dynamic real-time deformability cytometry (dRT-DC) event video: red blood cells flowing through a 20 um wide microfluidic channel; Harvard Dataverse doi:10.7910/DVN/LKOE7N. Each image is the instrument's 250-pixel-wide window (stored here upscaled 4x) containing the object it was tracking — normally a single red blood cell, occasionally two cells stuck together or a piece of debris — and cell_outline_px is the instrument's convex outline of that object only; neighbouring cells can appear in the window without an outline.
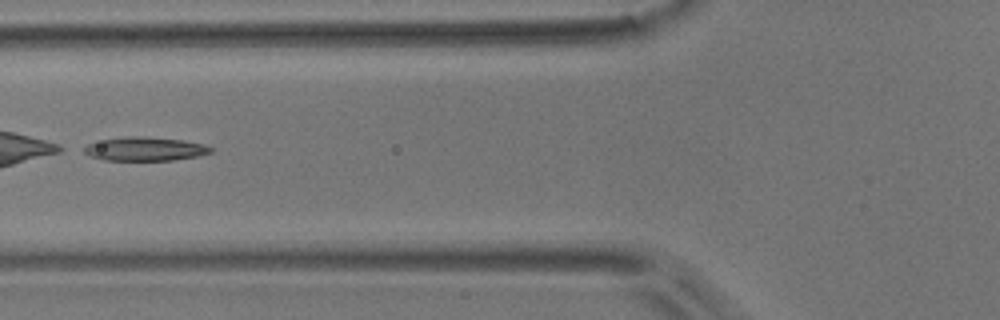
{"species": "common noctule bat (a hibernating species)", "species_latin": "Nyctalus noctula", "temperature_condition": "room temperature", "stored_images_in_passage": 6, "camera_frame_rate_fps": 3000, "um_per_image_px": 0.085, "animal": {"sex": "male", "body_mass_g": 17.9}, "frame": {"image": 1, "passage_image": 3, "time_ms": 0.667, "image_size_px": [1000, 320], "cell_outline_px": [[212, 152], [196, 156], [172, 160], [104, 160], [88, 156], [80, 148], [88, 144], [104, 140], [128, 136], [140, 136], [180, 140], [204, 144], [212, 148]], "centroid_in_image_um": [12.27, 12.67], "position_along_channel_um": 113.5, "area_um2": 17.34}}
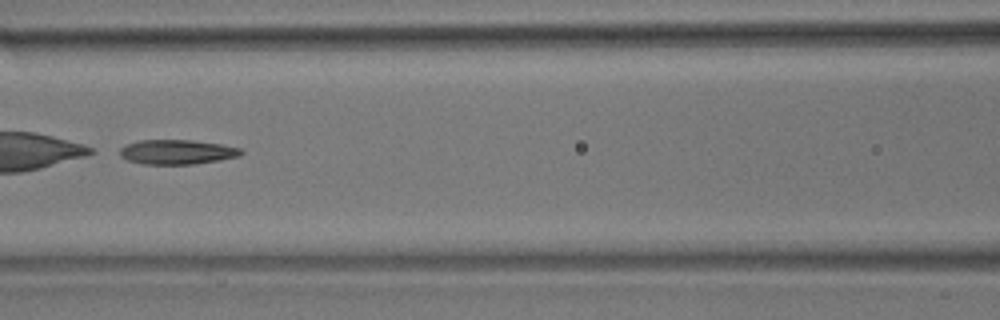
{"frame": {"image": 2, "passage_image": 4, "time_ms": 1.0, "image_size_px": [1000, 320], "cell_outline_px": [[244, 152], [240, 156], [220, 160], [196, 164], [144, 164], [128, 160], [120, 156], [120, 148], [128, 144], [140, 140], [192, 140], [220, 144], [240, 148]], "centroid_in_image_um": [15.07, 12.92], "position_along_channel_um": 151.5, "area_um2": 17.34}}
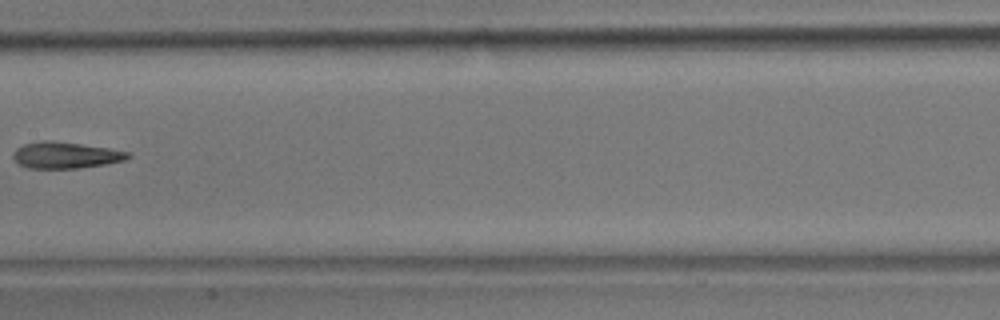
{"frame": {"image": 3, "passage_image": 5, "time_ms": 1.333, "image_size_px": [1000, 320], "cell_outline_px": [[132, 156], [124, 160], [104, 164], [80, 168], [28, 168], [20, 164], [12, 156], [12, 152], [16, 148], [24, 144], [40, 140], [52, 140], [108, 148], [128, 152]], "centroid_in_image_um": [5.54, 13.18], "position_along_channel_um": 201.9, "area_um2": 17.57}}